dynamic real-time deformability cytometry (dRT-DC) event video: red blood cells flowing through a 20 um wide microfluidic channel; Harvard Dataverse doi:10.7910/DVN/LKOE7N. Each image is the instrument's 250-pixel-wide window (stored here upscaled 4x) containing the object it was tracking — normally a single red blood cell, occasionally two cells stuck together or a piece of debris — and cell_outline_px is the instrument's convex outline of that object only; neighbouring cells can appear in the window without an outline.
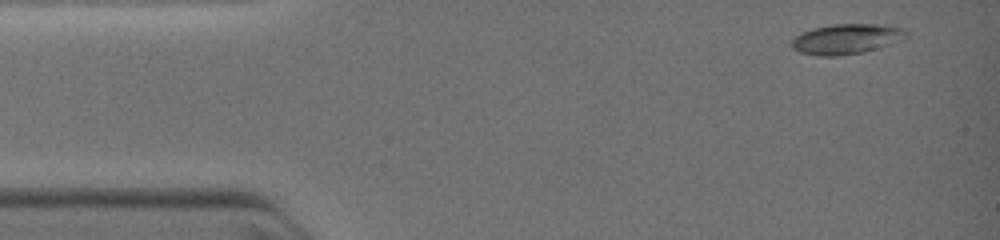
{"species": "common noctule bat (a hibernating species)", "species_latin": "Nyctalus noctula", "temperature_condition": "warm", "stored_images_in_passage": 3, "camera_frame_rate_fps": 3000, "um_per_image_px": 0.085, "animal": {"sex": "female", "body_mass_g": 19.0, "forearm_length_mm": 51.5}, "frame": {"image": 1, "passage_image": 1, "time_ms": 0.0, "image_size_px": [1000, 240], "cell_outline_px": [[908, 36], [904, 40], [864, 52], [836, 56], [820, 56], [800, 52], [792, 48], [792, 40], [800, 32], [812, 28], [832, 24], [880, 24], [904, 28], [908, 32]], "centroid_in_image_um": [71.98, 3.3], "position_along_channel_um": 13.0, "area_um2": 20.35}}
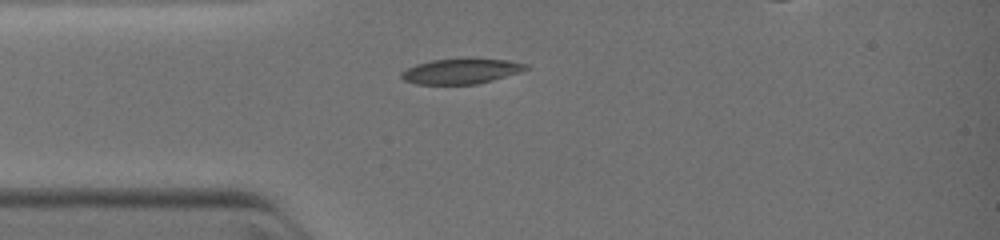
{"frame": {"image": 2, "passage_image": 3, "time_ms": 2.333, "image_size_px": [1000, 240], "cell_outline_px": [[532, 68], [520, 72], [492, 80], [476, 84], [416, 84], [404, 80], [400, 76], [400, 72], [416, 64], [432, 60], [460, 56], [468, 56], [508, 60], [528, 64]], "centroid_in_image_um": [39.23, 6.0], "position_along_channel_um": 45.8, "area_um2": 19.07}}